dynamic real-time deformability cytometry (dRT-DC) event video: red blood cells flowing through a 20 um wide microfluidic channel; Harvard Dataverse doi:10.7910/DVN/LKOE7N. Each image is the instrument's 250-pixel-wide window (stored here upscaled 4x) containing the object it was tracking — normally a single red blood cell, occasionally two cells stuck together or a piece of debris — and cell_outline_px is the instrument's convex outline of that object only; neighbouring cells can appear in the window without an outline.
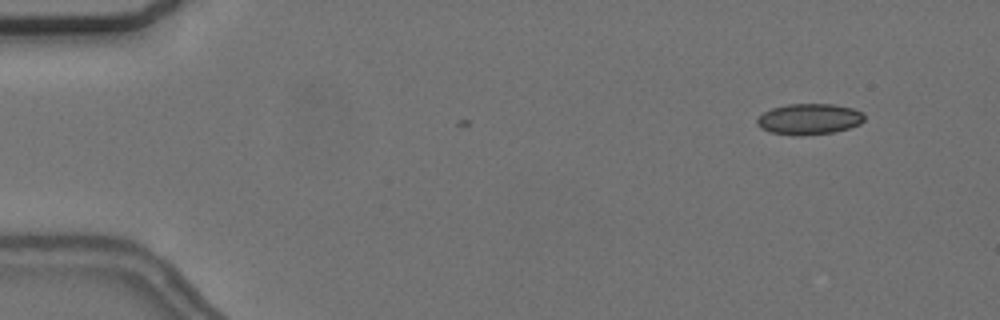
{"species": "common noctule bat (a hibernating species)", "species_latin": "Nyctalus noctula", "temperature_condition": "cold", "stored_images_in_passage": 2, "camera_frame_rate_fps": 3000, "um_per_image_px": 0.085, "animal": {"sex": "female", "body_mass_g": 24.6, "forearm_length_mm": 56.2}, "frame": {"image": 1, "passage_image": 2, "time_ms": 1.0, "image_size_px": [1000, 320], "cell_outline_px": [[864, 120], [860, 124], [848, 128], [832, 132], [800, 136], [792, 136], [768, 132], [760, 128], [756, 124], [756, 120], [764, 112], [772, 108], [788, 104], [832, 104], [852, 108], [864, 112]], "centroid_in_image_um": [68.76, 10.13], "position_along_channel_um": 16.2, "area_um2": 19.48}}